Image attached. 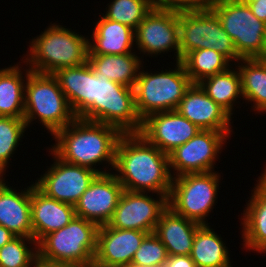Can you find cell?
Returning <instances> with one entry per match:
<instances>
[{
    "instance_id": "cell-7",
    "label": "cell",
    "mask_w": 266,
    "mask_h": 267,
    "mask_svg": "<svg viewBox=\"0 0 266 267\" xmlns=\"http://www.w3.org/2000/svg\"><path fill=\"white\" fill-rule=\"evenodd\" d=\"M174 64L172 69H157L161 72H148L144 70L146 63L142 65L134 86L136 110L142 121L151 114L175 110L191 86L183 63Z\"/></svg>"
},
{
    "instance_id": "cell-12",
    "label": "cell",
    "mask_w": 266,
    "mask_h": 267,
    "mask_svg": "<svg viewBox=\"0 0 266 267\" xmlns=\"http://www.w3.org/2000/svg\"><path fill=\"white\" fill-rule=\"evenodd\" d=\"M135 48L142 60L144 55L157 58L162 53L171 54L173 51L172 58L179 62L178 11L153 8L135 30Z\"/></svg>"
},
{
    "instance_id": "cell-11",
    "label": "cell",
    "mask_w": 266,
    "mask_h": 267,
    "mask_svg": "<svg viewBox=\"0 0 266 267\" xmlns=\"http://www.w3.org/2000/svg\"><path fill=\"white\" fill-rule=\"evenodd\" d=\"M228 139L231 140L224 132L199 131L188 142L176 147L168 154L172 177L215 171L216 161L221 157Z\"/></svg>"
},
{
    "instance_id": "cell-13",
    "label": "cell",
    "mask_w": 266,
    "mask_h": 267,
    "mask_svg": "<svg viewBox=\"0 0 266 267\" xmlns=\"http://www.w3.org/2000/svg\"><path fill=\"white\" fill-rule=\"evenodd\" d=\"M47 149L53 163L34 183L47 196L74 206L98 173L84 166L67 163L50 148Z\"/></svg>"
},
{
    "instance_id": "cell-40",
    "label": "cell",
    "mask_w": 266,
    "mask_h": 267,
    "mask_svg": "<svg viewBox=\"0 0 266 267\" xmlns=\"http://www.w3.org/2000/svg\"><path fill=\"white\" fill-rule=\"evenodd\" d=\"M238 1H240L241 3L247 4V5H250L251 3H254L260 0H238Z\"/></svg>"
},
{
    "instance_id": "cell-38",
    "label": "cell",
    "mask_w": 266,
    "mask_h": 267,
    "mask_svg": "<svg viewBox=\"0 0 266 267\" xmlns=\"http://www.w3.org/2000/svg\"><path fill=\"white\" fill-rule=\"evenodd\" d=\"M34 267H76V266L71 264L49 263L37 258Z\"/></svg>"
},
{
    "instance_id": "cell-22",
    "label": "cell",
    "mask_w": 266,
    "mask_h": 267,
    "mask_svg": "<svg viewBox=\"0 0 266 267\" xmlns=\"http://www.w3.org/2000/svg\"><path fill=\"white\" fill-rule=\"evenodd\" d=\"M241 213L239 229L245 252L261 253L266 248V190L256 181Z\"/></svg>"
},
{
    "instance_id": "cell-17",
    "label": "cell",
    "mask_w": 266,
    "mask_h": 267,
    "mask_svg": "<svg viewBox=\"0 0 266 267\" xmlns=\"http://www.w3.org/2000/svg\"><path fill=\"white\" fill-rule=\"evenodd\" d=\"M201 130H214L233 137V120L199 84L192 83L175 109Z\"/></svg>"
},
{
    "instance_id": "cell-9",
    "label": "cell",
    "mask_w": 266,
    "mask_h": 267,
    "mask_svg": "<svg viewBox=\"0 0 266 267\" xmlns=\"http://www.w3.org/2000/svg\"><path fill=\"white\" fill-rule=\"evenodd\" d=\"M180 61L191 51L214 49L233 65L241 58L219 18L210 9L178 11Z\"/></svg>"
},
{
    "instance_id": "cell-37",
    "label": "cell",
    "mask_w": 266,
    "mask_h": 267,
    "mask_svg": "<svg viewBox=\"0 0 266 267\" xmlns=\"http://www.w3.org/2000/svg\"><path fill=\"white\" fill-rule=\"evenodd\" d=\"M14 237L16 236L12 232L0 225V248L9 243Z\"/></svg>"
},
{
    "instance_id": "cell-19",
    "label": "cell",
    "mask_w": 266,
    "mask_h": 267,
    "mask_svg": "<svg viewBox=\"0 0 266 267\" xmlns=\"http://www.w3.org/2000/svg\"><path fill=\"white\" fill-rule=\"evenodd\" d=\"M30 184L33 238L38 243L47 234L68 225L76 216L74 206L44 194L33 181Z\"/></svg>"
},
{
    "instance_id": "cell-30",
    "label": "cell",
    "mask_w": 266,
    "mask_h": 267,
    "mask_svg": "<svg viewBox=\"0 0 266 267\" xmlns=\"http://www.w3.org/2000/svg\"><path fill=\"white\" fill-rule=\"evenodd\" d=\"M28 127L23 118L0 116V177L6 175L5 172L12 163L11 159L21 146L19 142L25 138ZM24 136V137H23Z\"/></svg>"
},
{
    "instance_id": "cell-29",
    "label": "cell",
    "mask_w": 266,
    "mask_h": 267,
    "mask_svg": "<svg viewBox=\"0 0 266 267\" xmlns=\"http://www.w3.org/2000/svg\"><path fill=\"white\" fill-rule=\"evenodd\" d=\"M194 84L215 74L225 72L233 64L214 49H200L189 52L181 61Z\"/></svg>"
},
{
    "instance_id": "cell-24",
    "label": "cell",
    "mask_w": 266,
    "mask_h": 267,
    "mask_svg": "<svg viewBox=\"0 0 266 267\" xmlns=\"http://www.w3.org/2000/svg\"><path fill=\"white\" fill-rule=\"evenodd\" d=\"M21 61L0 68V116L24 118L25 82L31 70Z\"/></svg>"
},
{
    "instance_id": "cell-18",
    "label": "cell",
    "mask_w": 266,
    "mask_h": 267,
    "mask_svg": "<svg viewBox=\"0 0 266 267\" xmlns=\"http://www.w3.org/2000/svg\"><path fill=\"white\" fill-rule=\"evenodd\" d=\"M139 230L99 226L93 266L130 267L136 250L147 235Z\"/></svg>"
},
{
    "instance_id": "cell-10",
    "label": "cell",
    "mask_w": 266,
    "mask_h": 267,
    "mask_svg": "<svg viewBox=\"0 0 266 267\" xmlns=\"http://www.w3.org/2000/svg\"><path fill=\"white\" fill-rule=\"evenodd\" d=\"M209 8L233 41L241 59L260 58L266 50V23L238 0H212Z\"/></svg>"
},
{
    "instance_id": "cell-42",
    "label": "cell",
    "mask_w": 266,
    "mask_h": 267,
    "mask_svg": "<svg viewBox=\"0 0 266 267\" xmlns=\"http://www.w3.org/2000/svg\"><path fill=\"white\" fill-rule=\"evenodd\" d=\"M260 254L266 255V248Z\"/></svg>"
},
{
    "instance_id": "cell-35",
    "label": "cell",
    "mask_w": 266,
    "mask_h": 267,
    "mask_svg": "<svg viewBox=\"0 0 266 267\" xmlns=\"http://www.w3.org/2000/svg\"><path fill=\"white\" fill-rule=\"evenodd\" d=\"M162 267H197L190 255H168Z\"/></svg>"
},
{
    "instance_id": "cell-39",
    "label": "cell",
    "mask_w": 266,
    "mask_h": 267,
    "mask_svg": "<svg viewBox=\"0 0 266 267\" xmlns=\"http://www.w3.org/2000/svg\"><path fill=\"white\" fill-rule=\"evenodd\" d=\"M264 170L262 171L260 176H258L257 181L265 190H266V166H264Z\"/></svg>"
},
{
    "instance_id": "cell-15",
    "label": "cell",
    "mask_w": 266,
    "mask_h": 267,
    "mask_svg": "<svg viewBox=\"0 0 266 267\" xmlns=\"http://www.w3.org/2000/svg\"><path fill=\"white\" fill-rule=\"evenodd\" d=\"M123 191L122 184L113 173L98 174L74 205L75 215L98 226L106 225Z\"/></svg>"
},
{
    "instance_id": "cell-41",
    "label": "cell",
    "mask_w": 266,
    "mask_h": 267,
    "mask_svg": "<svg viewBox=\"0 0 266 267\" xmlns=\"http://www.w3.org/2000/svg\"><path fill=\"white\" fill-rule=\"evenodd\" d=\"M260 59H261L262 62L266 65V50H265V52L262 54V56L260 57Z\"/></svg>"
},
{
    "instance_id": "cell-1",
    "label": "cell",
    "mask_w": 266,
    "mask_h": 267,
    "mask_svg": "<svg viewBox=\"0 0 266 267\" xmlns=\"http://www.w3.org/2000/svg\"><path fill=\"white\" fill-rule=\"evenodd\" d=\"M53 75L75 117L114 126L122 133H140L143 121L134 88L98 76L88 62Z\"/></svg>"
},
{
    "instance_id": "cell-4",
    "label": "cell",
    "mask_w": 266,
    "mask_h": 267,
    "mask_svg": "<svg viewBox=\"0 0 266 267\" xmlns=\"http://www.w3.org/2000/svg\"><path fill=\"white\" fill-rule=\"evenodd\" d=\"M66 27L50 22L44 31L32 37L30 49L22 56L32 72L54 74L62 68L80 66L88 61L89 36Z\"/></svg>"
},
{
    "instance_id": "cell-32",
    "label": "cell",
    "mask_w": 266,
    "mask_h": 267,
    "mask_svg": "<svg viewBox=\"0 0 266 267\" xmlns=\"http://www.w3.org/2000/svg\"><path fill=\"white\" fill-rule=\"evenodd\" d=\"M37 258L34 238L14 237L0 248V267H34Z\"/></svg>"
},
{
    "instance_id": "cell-26",
    "label": "cell",
    "mask_w": 266,
    "mask_h": 267,
    "mask_svg": "<svg viewBox=\"0 0 266 267\" xmlns=\"http://www.w3.org/2000/svg\"><path fill=\"white\" fill-rule=\"evenodd\" d=\"M211 225H201L194 237L190 257L197 267H233L231 254L221 234Z\"/></svg>"
},
{
    "instance_id": "cell-31",
    "label": "cell",
    "mask_w": 266,
    "mask_h": 267,
    "mask_svg": "<svg viewBox=\"0 0 266 267\" xmlns=\"http://www.w3.org/2000/svg\"><path fill=\"white\" fill-rule=\"evenodd\" d=\"M103 15L108 20L125 24L136 30L140 22L153 9L151 0H111Z\"/></svg>"
},
{
    "instance_id": "cell-5",
    "label": "cell",
    "mask_w": 266,
    "mask_h": 267,
    "mask_svg": "<svg viewBox=\"0 0 266 267\" xmlns=\"http://www.w3.org/2000/svg\"><path fill=\"white\" fill-rule=\"evenodd\" d=\"M75 118L57 78L30 71L25 82L23 118L28 129L38 119L36 122L54 136Z\"/></svg>"
},
{
    "instance_id": "cell-33",
    "label": "cell",
    "mask_w": 266,
    "mask_h": 267,
    "mask_svg": "<svg viewBox=\"0 0 266 267\" xmlns=\"http://www.w3.org/2000/svg\"><path fill=\"white\" fill-rule=\"evenodd\" d=\"M166 247L153 232L145 236L136 250L130 267H162L167 260Z\"/></svg>"
},
{
    "instance_id": "cell-2",
    "label": "cell",
    "mask_w": 266,
    "mask_h": 267,
    "mask_svg": "<svg viewBox=\"0 0 266 267\" xmlns=\"http://www.w3.org/2000/svg\"><path fill=\"white\" fill-rule=\"evenodd\" d=\"M112 173L125 190L170 195L173 177L169 156L140 133L122 134Z\"/></svg>"
},
{
    "instance_id": "cell-23",
    "label": "cell",
    "mask_w": 266,
    "mask_h": 267,
    "mask_svg": "<svg viewBox=\"0 0 266 267\" xmlns=\"http://www.w3.org/2000/svg\"><path fill=\"white\" fill-rule=\"evenodd\" d=\"M200 226L168 207L161 214L154 233L166 247L168 255H190L195 233Z\"/></svg>"
},
{
    "instance_id": "cell-28",
    "label": "cell",
    "mask_w": 266,
    "mask_h": 267,
    "mask_svg": "<svg viewBox=\"0 0 266 267\" xmlns=\"http://www.w3.org/2000/svg\"><path fill=\"white\" fill-rule=\"evenodd\" d=\"M198 84L206 94L231 117L236 109L234 107L237 106V103L238 105L241 103L237 100H244L240 74L237 67L234 65L225 72L208 77Z\"/></svg>"
},
{
    "instance_id": "cell-25",
    "label": "cell",
    "mask_w": 266,
    "mask_h": 267,
    "mask_svg": "<svg viewBox=\"0 0 266 267\" xmlns=\"http://www.w3.org/2000/svg\"><path fill=\"white\" fill-rule=\"evenodd\" d=\"M137 53L88 55L87 62L98 76L134 88L139 71L145 63Z\"/></svg>"
},
{
    "instance_id": "cell-20",
    "label": "cell",
    "mask_w": 266,
    "mask_h": 267,
    "mask_svg": "<svg viewBox=\"0 0 266 267\" xmlns=\"http://www.w3.org/2000/svg\"><path fill=\"white\" fill-rule=\"evenodd\" d=\"M0 177V225L16 237L33 238L30 185L18 190Z\"/></svg>"
},
{
    "instance_id": "cell-8",
    "label": "cell",
    "mask_w": 266,
    "mask_h": 267,
    "mask_svg": "<svg viewBox=\"0 0 266 267\" xmlns=\"http://www.w3.org/2000/svg\"><path fill=\"white\" fill-rule=\"evenodd\" d=\"M221 173H188L173 177L168 207L176 214L201 225H210L208 218L218 202ZM212 211V212H211Z\"/></svg>"
},
{
    "instance_id": "cell-16",
    "label": "cell",
    "mask_w": 266,
    "mask_h": 267,
    "mask_svg": "<svg viewBox=\"0 0 266 267\" xmlns=\"http://www.w3.org/2000/svg\"><path fill=\"white\" fill-rule=\"evenodd\" d=\"M201 129L176 110L158 112L143 120L140 134L162 152L169 154L193 138Z\"/></svg>"
},
{
    "instance_id": "cell-34",
    "label": "cell",
    "mask_w": 266,
    "mask_h": 267,
    "mask_svg": "<svg viewBox=\"0 0 266 267\" xmlns=\"http://www.w3.org/2000/svg\"><path fill=\"white\" fill-rule=\"evenodd\" d=\"M211 2L212 0H151L155 9L176 11L207 9Z\"/></svg>"
},
{
    "instance_id": "cell-36",
    "label": "cell",
    "mask_w": 266,
    "mask_h": 267,
    "mask_svg": "<svg viewBox=\"0 0 266 267\" xmlns=\"http://www.w3.org/2000/svg\"><path fill=\"white\" fill-rule=\"evenodd\" d=\"M253 15L258 18L260 21L266 23V0L256 1L249 5Z\"/></svg>"
},
{
    "instance_id": "cell-14",
    "label": "cell",
    "mask_w": 266,
    "mask_h": 267,
    "mask_svg": "<svg viewBox=\"0 0 266 267\" xmlns=\"http://www.w3.org/2000/svg\"><path fill=\"white\" fill-rule=\"evenodd\" d=\"M150 194V195H149ZM154 194V195H153ZM148 192L123 191L108 226L116 229L155 231L161 214L168 208V196Z\"/></svg>"
},
{
    "instance_id": "cell-6",
    "label": "cell",
    "mask_w": 266,
    "mask_h": 267,
    "mask_svg": "<svg viewBox=\"0 0 266 267\" xmlns=\"http://www.w3.org/2000/svg\"><path fill=\"white\" fill-rule=\"evenodd\" d=\"M99 226L75 216L68 225L44 236L38 243V258L49 263L93 266Z\"/></svg>"
},
{
    "instance_id": "cell-27",
    "label": "cell",
    "mask_w": 266,
    "mask_h": 267,
    "mask_svg": "<svg viewBox=\"0 0 266 267\" xmlns=\"http://www.w3.org/2000/svg\"><path fill=\"white\" fill-rule=\"evenodd\" d=\"M237 67L246 103H251V110L256 114H266V65L260 58L241 59ZM257 112V113H256Z\"/></svg>"
},
{
    "instance_id": "cell-21",
    "label": "cell",
    "mask_w": 266,
    "mask_h": 267,
    "mask_svg": "<svg viewBox=\"0 0 266 267\" xmlns=\"http://www.w3.org/2000/svg\"><path fill=\"white\" fill-rule=\"evenodd\" d=\"M100 17V18H99ZM93 23V33L88 38V55H121L132 53L135 46V30L101 14Z\"/></svg>"
},
{
    "instance_id": "cell-3",
    "label": "cell",
    "mask_w": 266,
    "mask_h": 267,
    "mask_svg": "<svg viewBox=\"0 0 266 267\" xmlns=\"http://www.w3.org/2000/svg\"><path fill=\"white\" fill-rule=\"evenodd\" d=\"M122 134L114 126L76 117L52 137L55 143L49 148L67 163L107 174L114 169L116 147Z\"/></svg>"
}]
</instances>
